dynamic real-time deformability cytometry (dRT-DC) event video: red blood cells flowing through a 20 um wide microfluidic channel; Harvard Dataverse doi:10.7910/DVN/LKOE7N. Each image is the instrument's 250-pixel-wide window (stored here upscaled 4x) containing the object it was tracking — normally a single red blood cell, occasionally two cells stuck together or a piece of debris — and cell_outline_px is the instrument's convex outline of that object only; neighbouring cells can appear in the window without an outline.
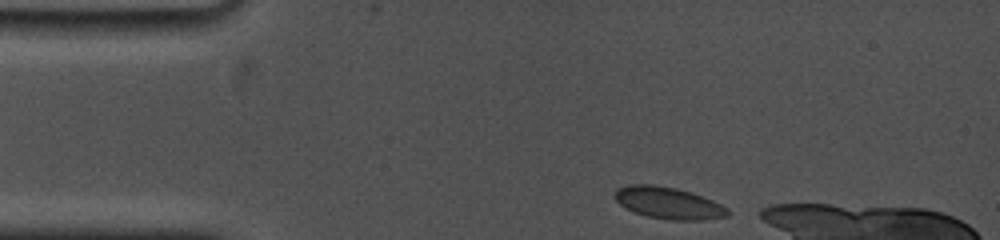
{"species": "common noctule bat (a hibernating species)", "species_latin": "Nyctalus noctula", "temperature_condition": "cold", "stored_images_in_passage": 6, "camera_frame_rate_fps": 5000, "um_per_image_px": 0.085, "animal": {"sex": "female", "body_mass_g": 19.0, "forearm_length_mm": 53.3}, "frame": {"image": 1, "passage_image": 1, "time_ms": 0.0, "image_size_px": [1000, 240], "cell_outline_px": [[732, 212], [728, 216], [704, 220], [672, 220], [648, 216], [624, 208], [616, 200], [616, 188], [628, 184], [652, 184], [676, 188], [692, 192], [712, 200], [728, 208]], "centroid_in_image_um": [56.84, 17.25], "position_along_channel_um": 28.2, "area_um2": 20.98}}
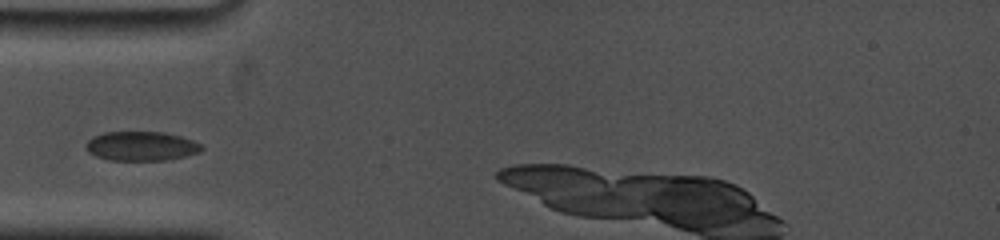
{"frame": {"image": 2, "passage_image": 5, "time_ms": 2.6, "image_size_px": [1000, 240], "cell_outline_px": [[204, 148], [200, 152], [184, 156], [164, 160], [108, 160], [96, 156], [88, 152], [88, 140], [92, 136], [104, 132], [164, 132], [180, 136], [192, 140], [200, 144]], "centroid_in_image_um": [12.01, 12.41], "position_along_channel_um": 73.0, "area_um2": 19.59}}